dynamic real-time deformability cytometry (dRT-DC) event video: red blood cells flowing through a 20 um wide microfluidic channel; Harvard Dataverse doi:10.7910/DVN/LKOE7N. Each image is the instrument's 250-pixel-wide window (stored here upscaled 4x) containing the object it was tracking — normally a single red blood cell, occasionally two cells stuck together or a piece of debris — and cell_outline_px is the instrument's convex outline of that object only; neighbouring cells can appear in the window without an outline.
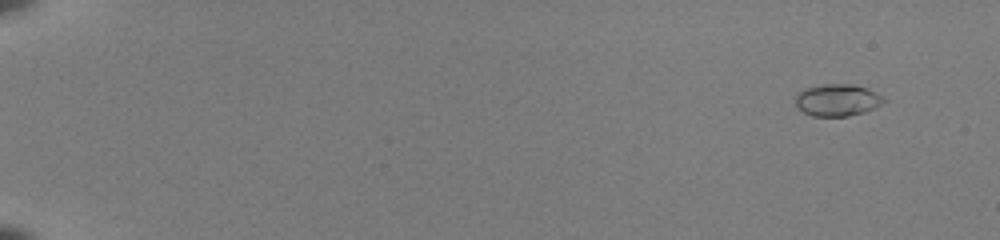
{"species": "common noctule bat (a hibernating species)", "species_latin": "Nyctalus noctula", "temperature_condition": "room temperature", "stored_images_in_passage": 17, "camera_frame_rate_fps": 3000, "um_per_image_px": 0.085, "animal": {"sex": "female", "body_mass_g": 22.0, "forearm_length_mm": 56.7}, "frame": {"image": 1, "passage_image": 1, "time_ms": 0.0, "image_size_px": [1000, 240], "cell_outline_px": [[884, 100], [880, 104], [864, 112], [848, 116], [812, 116], [804, 112], [796, 104], [796, 96], [804, 88], [824, 84], [852, 84], [864, 88], [880, 96]], "centroid_in_image_um": [71.11, 8.51], "position_along_channel_um": 13.9, "area_um2": 15.95}}
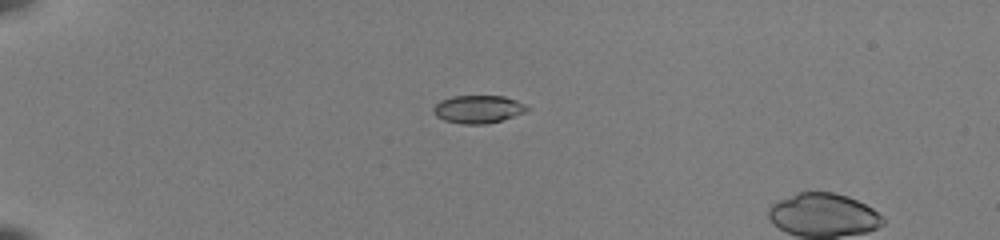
{"frame": {"image": 2, "passage_image": 13, "time_ms": 4.0, "image_size_px": [1000, 240], "cell_outline_px": [[528, 108], [524, 112], [500, 120], [484, 124], [460, 124], [444, 120], [436, 116], [432, 112], [432, 108], [440, 100], [452, 96], [504, 96], [516, 100], [524, 104]], "centroid_in_image_um": [40.57, 9.28], "position_along_channel_um": 44.4, "area_um2": 15.09}}